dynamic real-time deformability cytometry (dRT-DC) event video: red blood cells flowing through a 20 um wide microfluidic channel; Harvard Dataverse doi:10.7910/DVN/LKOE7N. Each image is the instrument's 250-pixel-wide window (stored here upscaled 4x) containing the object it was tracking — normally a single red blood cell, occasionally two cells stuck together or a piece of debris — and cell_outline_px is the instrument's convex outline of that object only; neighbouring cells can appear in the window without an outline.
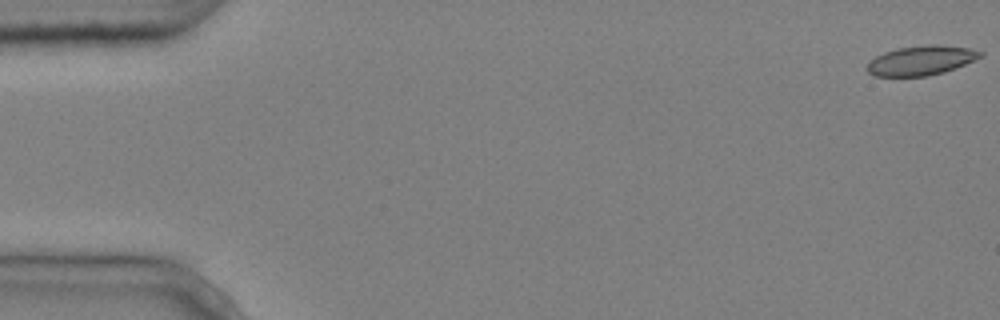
{"species": "common noctule bat (a hibernating species)", "species_latin": "Nyctalus noctula", "temperature_condition": "cold", "stored_images_in_passage": 6, "camera_frame_rate_fps": 3000, "um_per_image_px": 0.085, "animal": {"sex": "male", "body_mass_g": 20.4}, "frame": {"image": 1, "passage_image": 1, "time_ms": 0.0, "image_size_px": [1000, 320], "cell_outline_px": [[984, 56], [956, 68], [944, 72], [928, 76], [876, 76], [868, 72], [868, 64], [876, 56], [884, 52], [896, 48], [928, 44], [936, 44], [968, 48], [984, 52]], "centroid_in_image_um": [78.34, 5.13], "position_along_channel_um": 6.7, "area_um2": 19.48}}
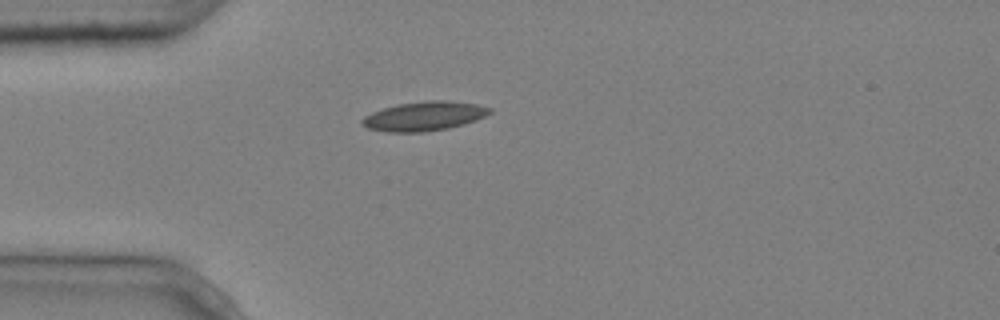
{"frame": {"image": 2, "passage_image": 5, "time_ms": 1.333, "image_size_px": [1000, 320], "cell_outline_px": [[492, 112], [476, 120], [464, 124], [448, 128], [424, 132], [384, 132], [368, 128], [360, 124], [360, 120], [364, 116], [372, 112], [396, 104], [428, 100], [448, 100], [476, 104], [492, 108]], "centroid_in_image_um": [36.03, 9.87], "position_along_channel_um": 49.0, "area_um2": 21.91}}